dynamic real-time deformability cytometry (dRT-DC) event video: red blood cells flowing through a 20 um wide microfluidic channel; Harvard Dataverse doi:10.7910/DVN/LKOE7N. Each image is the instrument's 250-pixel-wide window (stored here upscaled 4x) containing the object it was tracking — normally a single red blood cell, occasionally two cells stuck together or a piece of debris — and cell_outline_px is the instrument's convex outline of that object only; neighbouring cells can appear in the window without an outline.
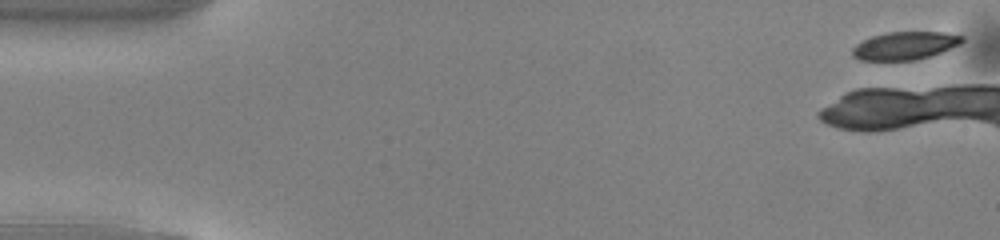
{"species": "common noctule bat (a hibernating species)", "species_latin": "Nyctalus noctula", "temperature_condition": "warm", "stored_images_in_passage": 5, "camera_frame_rate_fps": 3000, "um_per_image_px": 0.085, "animal": {"sex": "male", "body_mass_g": 13.0, "forearm_length_mm": 53.1}, "frame": {"image": 1, "passage_image": 1, "time_ms": 0.0, "image_size_px": [1000, 240], "cell_outline_px": [[964, 40], [960, 44], [932, 56], [916, 60], [860, 60], [852, 56], [852, 48], [856, 44], [872, 36], [888, 32], [944, 32], [964, 36]], "centroid_in_image_um": [76.93, 3.88], "position_along_channel_um": 8.1, "area_um2": 17.92}}